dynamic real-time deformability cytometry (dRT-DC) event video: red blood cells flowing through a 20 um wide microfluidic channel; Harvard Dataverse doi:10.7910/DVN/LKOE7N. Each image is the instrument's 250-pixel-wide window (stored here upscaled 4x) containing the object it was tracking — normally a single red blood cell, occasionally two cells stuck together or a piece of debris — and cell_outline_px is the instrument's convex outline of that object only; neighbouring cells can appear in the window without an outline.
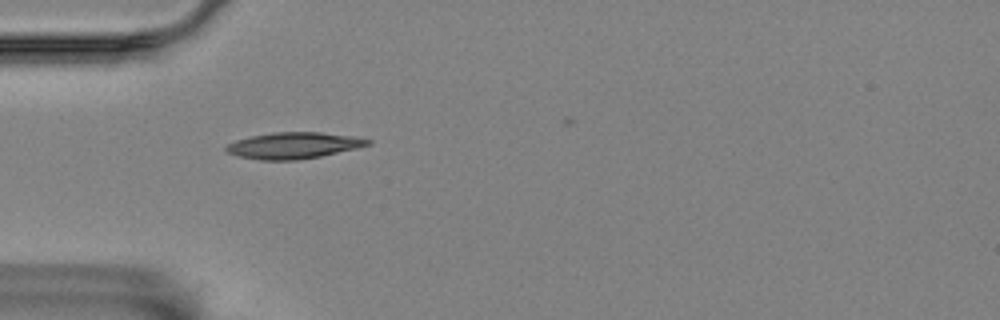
{"species": "Egyptian fruit bat (a non-hibernating species)", "species_latin": "Rousettus aegyptiacus", "temperature_condition": "room temperature", "stored_images_in_passage": 2, "camera_frame_rate_fps": 3000, "um_per_image_px": 0.085, "animal": {"sex": "female"}, "frame": {"image": 1, "passage_image": 1, "time_ms": 0.0, "image_size_px": [1000, 320], "cell_outline_px": [[372, 144], [356, 148], [320, 156], [296, 160], [260, 160], [240, 156], [224, 152], [224, 148], [228, 144], [236, 140], [252, 136], [272, 132], [320, 132], [356, 136], [372, 140]], "centroid_in_image_um": [24.96, 12.36], "position_along_channel_um": 60.0, "area_um2": 21.73}}
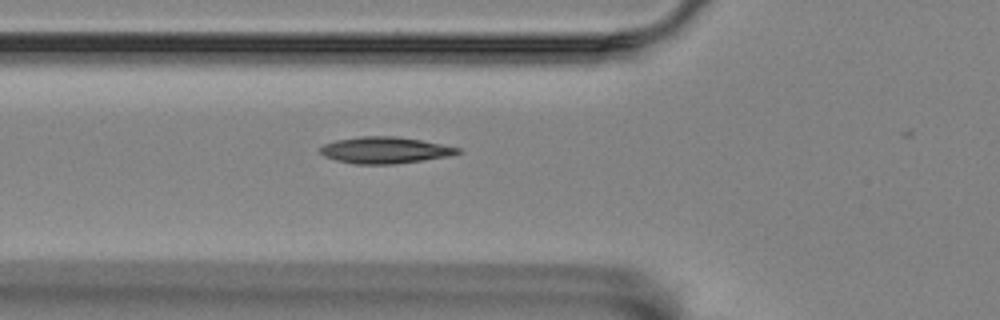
{"frame": {"image": 2, "passage_image": 2, "time_ms": 0.333, "image_size_px": [1000, 320], "cell_outline_px": [[464, 152], [448, 156], [392, 164], [356, 164], [336, 160], [324, 156], [320, 152], [320, 148], [324, 144], [336, 140], [360, 136], [396, 136], [420, 140], [460, 148]], "centroid_in_image_um": [32.7, 12.76], "position_along_channel_um": 93.1, "area_um2": 21.04}}